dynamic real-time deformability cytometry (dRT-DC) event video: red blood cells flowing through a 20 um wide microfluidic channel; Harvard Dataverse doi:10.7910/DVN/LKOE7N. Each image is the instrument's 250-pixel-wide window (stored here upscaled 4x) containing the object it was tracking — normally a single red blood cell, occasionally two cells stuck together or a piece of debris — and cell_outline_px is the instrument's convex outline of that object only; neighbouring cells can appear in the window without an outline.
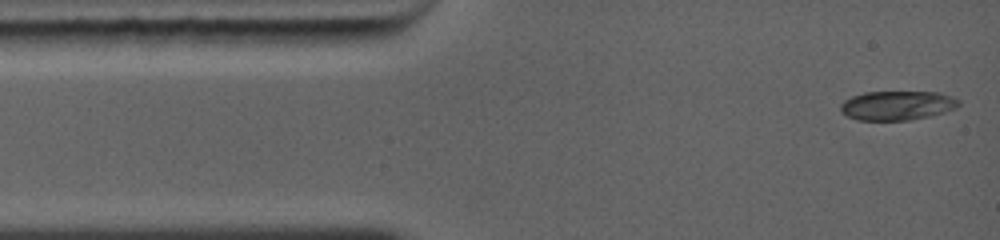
{"species": "common noctule bat (a hibernating species)", "species_latin": "Nyctalus noctula", "temperature_condition": "warm", "stored_images_in_passage": 34, "camera_frame_rate_fps": 5000, "um_per_image_px": 0.085, "animal": {"sex": "female", "body_mass_g": 19.0, "forearm_length_mm": 56.7}, "frame": {"image": 1, "passage_image": 1, "time_ms": 0.0, "image_size_px": [1000, 240], "cell_outline_px": [[960, 104], [956, 108], [932, 116], [912, 120], [856, 120], [840, 112], [840, 104], [844, 100], [852, 96], [864, 92], [940, 92], [960, 100]], "centroid_in_image_um": [76.26, 8.97], "position_along_channel_um": 8.7, "area_um2": 20.35}}
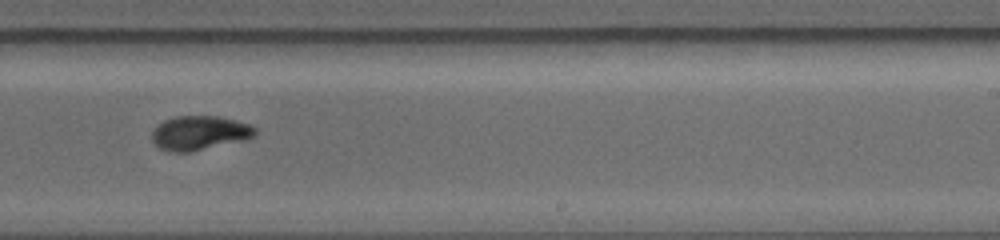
{"frame": {"image": 2, "passage_image": 20, "time_ms": 7.4, "image_size_px": [1000, 240], "cell_outline_px": [[256, 136], [248, 140], [188, 152], [168, 152], [160, 148], [152, 140], [152, 132], [164, 120], [176, 116], [216, 116], [236, 120], [248, 124], [256, 128]], "centroid_in_image_um": [17.0, 11.31], "position_along_channel_um": 272.0, "area_um2": 20.63}}
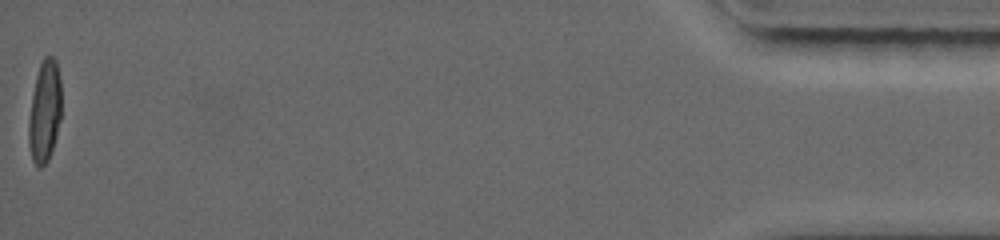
{"frame": {"image": 3, "passage_image": 34, "time_ms": 14.2, "image_size_px": [1000, 240], "cell_outline_px": [[60, 120], [56, 136], [48, 160], [40, 168], [36, 168], [32, 160], [28, 144], [28, 124], [32, 96], [36, 76], [40, 64], [44, 56], [52, 56], [56, 60], [60, 80]], "centroid_in_image_um": [3.78, 9.49], "position_along_channel_um": 431.4, "area_um2": 19.36}, "authors_computed_cell_mechanics": {"area_um2": 20.4323, "velocity_mm_per_s": 4.4098, "shape_relaxation_time_tau1_ms": 7.9257, "shape_relaxation_time_tau2_ms": null, "deformation_change_tau1": 0.2693, "deformation_change_tau2": null}}